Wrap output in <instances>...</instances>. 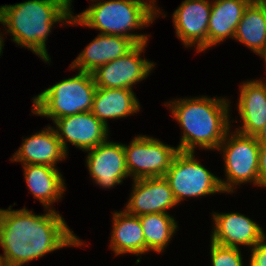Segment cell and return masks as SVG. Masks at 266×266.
<instances>
[{
    "mask_svg": "<svg viewBox=\"0 0 266 266\" xmlns=\"http://www.w3.org/2000/svg\"><path fill=\"white\" fill-rule=\"evenodd\" d=\"M0 209V246L7 266H22L61 248L83 245L55 209Z\"/></svg>",
    "mask_w": 266,
    "mask_h": 266,
    "instance_id": "6da1fadb",
    "label": "cell"
},
{
    "mask_svg": "<svg viewBox=\"0 0 266 266\" xmlns=\"http://www.w3.org/2000/svg\"><path fill=\"white\" fill-rule=\"evenodd\" d=\"M72 0H28L0 6V23L18 46L30 49L46 63L50 62L46 40L55 23L70 25Z\"/></svg>",
    "mask_w": 266,
    "mask_h": 266,
    "instance_id": "7a4b0ae2",
    "label": "cell"
},
{
    "mask_svg": "<svg viewBox=\"0 0 266 266\" xmlns=\"http://www.w3.org/2000/svg\"><path fill=\"white\" fill-rule=\"evenodd\" d=\"M169 102L165 106L171 109L173 119L183 129L178 151L195 152L196 147L204 150L219 148L231 128L228 99L201 96Z\"/></svg>",
    "mask_w": 266,
    "mask_h": 266,
    "instance_id": "3957f363",
    "label": "cell"
},
{
    "mask_svg": "<svg viewBox=\"0 0 266 266\" xmlns=\"http://www.w3.org/2000/svg\"><path fill=\"white\" fill-rule=\"evenodd\" d=\"M91 1L89 8L72 16L70 24L98 29L101 34L127 37L136 44L148 42V35L129 32L145 28L159 17L160 9L153 0Z\"/></svg>",
    "mask_w": 266,
    "mask_h": 266,
    "instance_id": "277c9868",
    "label": "cell"
},
{
    "mask_svg": "<svg viewBox=\"0 0 266 266\" xmlns=\"http://www.w3.org/2000/svg\"><path fill=\"white\" fill-rule=\"evenodd\" d=\"M96 89L92 73L78 71L33 97L32 113L54 123L61 117L90 112Z\"/></svg>",
    "mask_w": 266,
    "mask_h": 266,
    "instance_id": "5b68a950",
    "label": "cell"
},
{
    "mask_svg": "<svg viewBox=\"0 0 266 266\" xmlns=\"http://www.w3.org/2000/svg\"><path fill=\"white\" fill-rule=\"evenodd\" d=\"M226 133L217 150L224 156V171L226 180L220 179V185L225 193H233L234 186L252 183L262 187L259 183V143L255 136L242 134L238 131ZM230 132V133H229ZM232 133V134H231ZM231 135V136H230Z\"/></svg>",
    "mask_w": 266,
    "mask_h": 266,
    "instance_id": "8992f818",
    "label": "cell"
},
{
    "mask_svg": "<svg viewBox=\"0 0 266 266\" xmlns=\"http://www.w3.org/2000/svg\"><path fill=\"white\" fill-rule=\"evenodd\" d=\"M164 178L168 181L177 204L186 197L224 193L220 178L197 161L194 152L178 151Z\"/></svg>",
    "mask_w": 266,
    "mask_h": 266,
    "instance_id": "52a82bcc",
    "label": "cell"
},
{
    "mask_svg": "<svg viewBox=\"0 0 266 266\" xmlns=\"http://www.w3.org/2000/svg\"><path fill=\"white\" fill-rule=\"evenodd\" d=\"M123 148L127 171L133 180L164 177L178 152L177 147L146 135L136 136L129 145L123 144Z\"/></svg>",
    "mask_w": 266,
    "mask_h": 266,
    "instance_id": "ba28073f",
    "label": "cell"
},
{
    "mask_svg": "<svg viewBox=\"0 0 266 266\" xmlns=\"http://www.w3.org/2000/svg\"><path fill=\"white\" fill-rule=\"evenodd\" d=\"M147 43L137 44L126 55L110 61L92 72L96 87L127 88L147 78L154 68V62L141 56Z\"/></svg>",
    "mask_w": 266,
    "mask_h": 266,
    "instance_id": "9c48e42d",
    "label": "cell"
},
{
    "mask_svg": "<svg viewBox=\"0 0 266 266\" xmlns=\"http://www.w3.org/2000/svg\"><path fill=\"white\" fill-rule=\"evenodd\" d=\"M211 7L210 0H184L174 11L172 17L176 35L185 47L194 46L197 52L208 49Z\"/></svg>",
    "mask_w": 266,
    "mask_h": 266,
    "instance_id": "30bf717a",
    "label": "cell"
},
{
    "mask_svg": "<svg viewBox=\"0 0 266 266\" xmlns=\"http://www.w3.org/2000/svg\"><path fill=\"white\" fill-rule=\"evenodd\" d=\"M87 152V169L100 187L113 188L129 176L122 143L106 140Z\"/></svg>",
    "mask_w": 266,
    "mask_h": 266,
    "instance_id": "8fae6325",
    "label": "cell"
},
{
    "mask_svg": "<svg viewBox=\"0 0 266 266\" xmlns=\"http://www.w3.org/2000/svg\"><path fill=\"white\" fill-rule=\"evenodd\" d=\"M56 133L63 149L68 153L67 142L82 151L91 150L108 138L109 128L91 112H81L57 119Z\"/></svg>",
    "mask_w": 266,
    "mask_h": 266,
    "instance_id": "7c38bea8",
    "label": "cell"
},
{
    "mask_svg": "<svg viewBox=\"0 0 266 266\" xmlns=\"http://www.w3.org/2000/svg\"><path fill=\"white\" fill-rule=\"evenodd\" d=\"M133 188L125 211L134 216L168 213L177 202L168 181L164 177L132 180Z\"/></svg>",
    "mask_w": 266,
    "mask_h": 266,
    "instance_id": "4fadbf2b",
    "label": "cell"
},
{
    "mask_svg": "<svg viewBox=\"0 0 266 266\" xmlns=\"http://www.w3.org/2000/svg\"><path fill=\"white\" fill-rule=\"evenodd\" d=\"M214 228L211 241L228 247L245 245L251 249L264 238L262 227L238 212L213 213Z\"/></svg>",
    "mask_w": 266,
    "mask_h": 266,
    "instance_id": "5bb4252c",
    "label": "cell"
},
{
    "mask_svg": "<svg viewBox=\"0 0 266 266\" xmlns=\"http://www.w3.org/2000/svg\"><path fill=\"white\" fill-rule=\"evenodd\" d=\"M136 45L127 37L99 33L69 67L92 73L100 66L126 55Z\"/></svg>",
    "mask_w": 266,
    "mask_h": 266,
    "instance_id": "9a60e30c",
    "label": "cell"
},
{
    "mask_svg": "<svg viewBox=\"0 0 266 266\" xmlns=\"http://www.w3.org/2000/svg\"><path fill=\"white\" fill-rule=\"evenodd\" d=\"M22 145L14 152L11 161L23 165H48L55 167L57 162L67 157L55 128L47 126L44 130L23 139Z\"/></svg>",
    "mask_w": 266,
    "mask_h": 266,
    "instance_id": "2e32d148",
    "label": "cell"
},
{
    "mask_svg": "<svg viewBox=\"0 0 266 266\" xmlns=\"http://www.w3.org/2000/svg\"><path fill=\"white\" fill-rule=\"evenodd\" d=\"M242 83L237 103L242 126L235 130L255 136L266 123V82L250 80Z\"/></svg>",
    "mask_w": 266,
    "mask_h": 266,
    "instance_id": "e0dca14e",
    "label": "cell"
},
{
    "mask_svg": "<svg viewBox=\"0 0 266 266\" xmlns=\"http://www.w3.org/2000/svg\"><path fill=\"white\" fill-rule=\"evenodd\" d=\"M140 111V103L133 89L97 87L91 113L108 127L107 119L128 117Z\"/></svg>",
    "mask_w": 266,
    "mask_h": 266,
    "instance_id": "ac0fdd59",
    "label": "cell"
},
{
    "mask_svg": "<svg viewBox=\"0 0 266 266\" xmlns=\"http://www.w3.org/2000/svg\"><path fill=\"white\" fill-rule=\"evenodd\" d=\"M250 0H213L208 24V48L233 38Z\"/></svg>",
    "mask_w": 266,
    "mask_h": 266,
    "instance_id": "d6986e66",
    "label": "cell"
},
{
    "mask_svg": "<svg viewBox=\"0 0 266 266\" xmlns=\"http://www.w3.org/2000/svg\"><path fill=\"white\" fill-rule=\"evenodd\" d=\"M22 166L28 190L35 199H39L45 207L44 209H52V204L61 200L66 189L60 171L56 167L48 165L28 164Z\"/></svg>",
    "mask_w": 266,
    "mask_h": 266,
    "instance_id": "ffe728a7",
    "label": "cell"
},
{
    "mask_svg": "<svg viewBox=\"0 0 266 266\" xmlns=\"http://www.w3.org/2000/svg\"><path fill=\"white\" fill-rule=\"evenodd\" d=\"M110 248L115 255L145 254V239L138 216L128 214L125 210L113 213Z\"/></svg>",
    "mask_w": 266,
    "mask_h": 266,
    "instance_id": "44dd1931",
    "label": "cell"
},
{
    "mask_svg": "<svg viewBox=\"0 0 266 266\" xmlns=\"http://www.w3.org/2000/svg\"><path fill=\"white\" fill-rule=\"evenodd\" d=\"M234 39L260 54L266 45V5L261 1L248 4L234 35Z\"/></svg>",
    "mask_w": 266,
    "mask_h": 266,
    "instance_id": "7402d4cb",
    "label": "cell"
},
{
    "mask_svg": "<svg viewBox=\"0 0 266 266\" xmlns=\"http://www.w3.org/2000/svg\"><path fill=\"white\" fill-rule=\"evenodd\" d=\"M145 239V253H162L176 233L178 225L169 213H154L139 216Z\"/></svg>",
    "mask_w": 266,
    "mask_h": 266,
    "instance_id": "603a6c76",
    "label": "cell"
},
{
    "mask_svg": "<svg viewBox=\"0 0 266 266\" xmlns=\"http://www.w3.org/2000/svg\"><path fill=\"white\" fill-rule=\"evenodd\" d=\"M210 256L212 266H243L239 247H228L211 241Z\"/></svg>",
    "mask_w": 266,
    "mask_h": 266,
    "instance_id": "cb8c5ba5",
    "label": "cell"
},
{
    "mask_svg": "<svg viewBox=\"0 0 266 266\" xmlns=\"http://www.w3.org/2000/svg\"><path fill=\"white\" fill-rule=\"evenodd\" d=\"M266 238L251 249L249 266H266Z\"/></svg>",
    "mask_w": 266,
    "mask_h": 266,
    "instance_id": "d4e9b609",
    "label": "cell"
},
{
    "mask_svg": "<svg viewBox=\"0 0 266 266\" xmlns=\"http://www.w3.org/2000/svg\"><path fill=\"white\" fill-rule=\"evenodd\" d=\"M259 183L266 188V144H259Z\"/></svg>",
    "mask_w": 266,
    "mask_h": 266,
    "instance_id": "484cf974",
    "label": "cell"
},
{
    "mask_svg": "<svg viewBox=\"0 0 266 266\" xmlns=\"http://www.w3.org/2000/svg\"><path fill=\"white\" fill-rule=\"evenodd\" d=\"M255 138L259 144H266V123L259 131V133L255 135Z\"/></svg>",
    "mask_w": 266,
    "mask_h": 266,
    "instance_id": "4316f807",
    "label": "cell"
},
{
    "mask_svg": "<svg viewBox=\"0 0 266 266\" xmlns=\"http://www.w3.org/2000/svg\"><path fill=\"white\" fill-rule=\"evenodd\" d=\"M3 35H4V34H2V35L0 34V56L2 55V54H1L2 49H3L2 47H4V44H3V43H4V40H5V39H3Z\"/></svg>",
    "mask_w": 266,
    "mask_h": 266,
    "instance_id": "83f0119b",
    "label": "cell"
},
{
    "mask_svg": "<svg viewBox=\"0 0 266 266\" xmlns=\"http://www.w3.org/2000/svg\"><path fill=\"white\" fill-rule=\"evenodd\" d=\"M259 56H261L264 59L265 64H266V45H265L264 50L259 54Z\"/></svg>",
    "mask_w": 266,
    "mask_h": 266,
    "instance_id": "f1b7e54d",
    "label": "cell"
},
{
    "mask_svg": "<svg viewBox=\"0 0 266 266\" xmlns=\"http://www.w3.org/2000/svg\"><path fill=\"white\" fill-rule=\"evenodd\" d=\"M0 266H7L3 254H0Z\"/></svg>",
    "mask_w": 266,
    "mask_h": 266,
    "instance_id": "f546056e",
    "label": "cell"
}]
</instances>
